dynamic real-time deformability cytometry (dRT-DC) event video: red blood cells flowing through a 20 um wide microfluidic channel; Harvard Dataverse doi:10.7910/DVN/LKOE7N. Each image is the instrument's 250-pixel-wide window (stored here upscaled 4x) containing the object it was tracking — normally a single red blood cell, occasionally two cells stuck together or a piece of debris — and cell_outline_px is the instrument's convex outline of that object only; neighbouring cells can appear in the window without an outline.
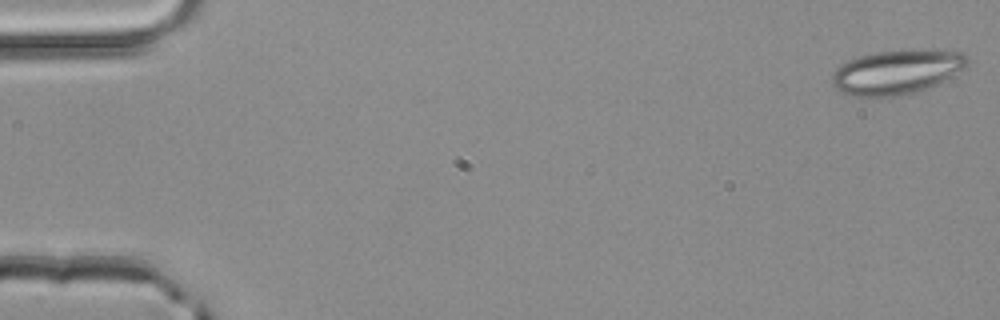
{"species": "common noctule bat (a hibernating species)", "species_latin": "Nyctalus noctula", "temperature_condition": "room temperature", "stored_images_in_passage": 4, "camera_frame_rate_fps": 3000, "um_per_image_px": 0.085, "animal": {"sex": "male", "body_mass_g": 20.4}, "frame": {"image": 1, "passage_image": 1, "time_ms": 0.0, "image_size_px": [1000, 320], "cell_outline_px": [[968, 68], [936, 84], [912, 92], [892, 96], [852, 96], [840, 92], [832, 84], [832, 72], [840, 64], [848, 60], [860, 56], [876, 52], [900, 48], [920, 48], [964, 52], [968, 56]], "centroid_in_image_um": [76.25, 6.07], "position_along_channel_um": 8.7, "area_um2": 35.55}}